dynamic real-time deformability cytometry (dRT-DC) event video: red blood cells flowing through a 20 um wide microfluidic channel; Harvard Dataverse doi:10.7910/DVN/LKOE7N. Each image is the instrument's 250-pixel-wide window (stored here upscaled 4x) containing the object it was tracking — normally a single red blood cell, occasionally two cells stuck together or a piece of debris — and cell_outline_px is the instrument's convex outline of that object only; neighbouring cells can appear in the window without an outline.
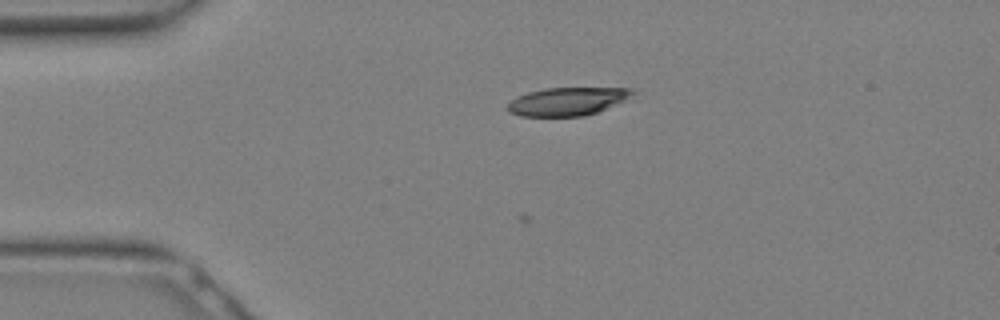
{"species": "Egyptian fruit bat (a non-hibernating species)", "species_latin": "Rousettus aegyptiacus", "temperature_condition": "warm", "stored_images_in_passage": 13, "camera_frame_rate_fps": 3000, "um_per_image_px": 0.085, "animal": {"sex": "female"}, "frame": {"image": 1, "passage_image": 3, "time_ms": 0.667, "image_size_px": [1000, 320], "cell_outline_px": [[636, 92], [624, 100], [596, 112], [584, 116], [520, 116], [508, 112], [508, 104], [512, 100], [528, 92], [544, 88], [632, 88]], "centroid_in_image_um": [48.21, 8.62], "position_along_channel_um": 36.8, "area_um2": 20.17}}
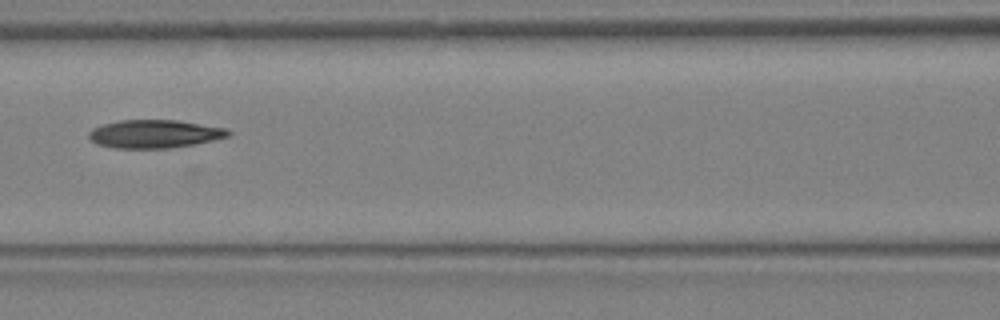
{"frame": {"image": 2, "passage_image": 10, "time_ms": 3.0, "image_size_px": [1000, 320], "cell_outline_px": [[232, 132], [228, 136], [216, 140], [196, 144], [172, 148], [112, 148], [96, 144], [88, 136], [88, 132], [92, 128], [104, 124], [120, 120], [180, 120], [228, 128]], "centroid_in_image_um": [13.18, 11.38], "position_along_channel_um": 153.4, "area_um2": 23.24}}
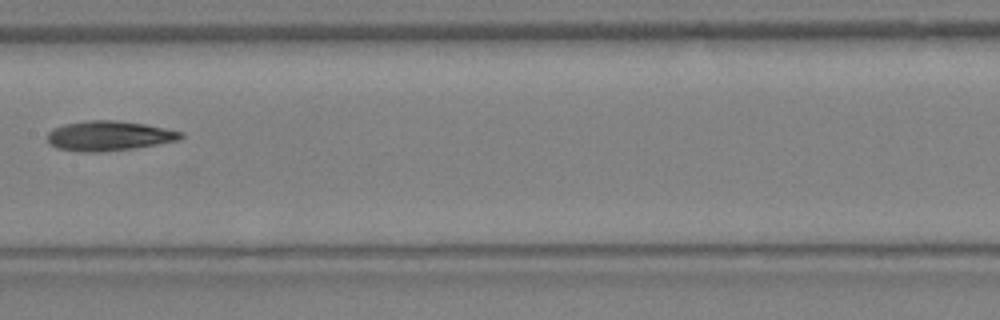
{"frame": {"image": 3, "passage_image": 12, "time_ms": 3.667, "image_size_px": [1000, 320], "cell_outline_px": [[184, 136], [180, 140], [136, 148], [100, 152], [80, 152], [56, 148], [48, 144], [48, 132], [52, 128], [64, 124], [88, 120], [116, 120], [144, 124], [184, 132]], "centroid_in_image_um": [9.25, 11.55], "position_along_channel_um": 198.2, "area_um2": 23.41}}